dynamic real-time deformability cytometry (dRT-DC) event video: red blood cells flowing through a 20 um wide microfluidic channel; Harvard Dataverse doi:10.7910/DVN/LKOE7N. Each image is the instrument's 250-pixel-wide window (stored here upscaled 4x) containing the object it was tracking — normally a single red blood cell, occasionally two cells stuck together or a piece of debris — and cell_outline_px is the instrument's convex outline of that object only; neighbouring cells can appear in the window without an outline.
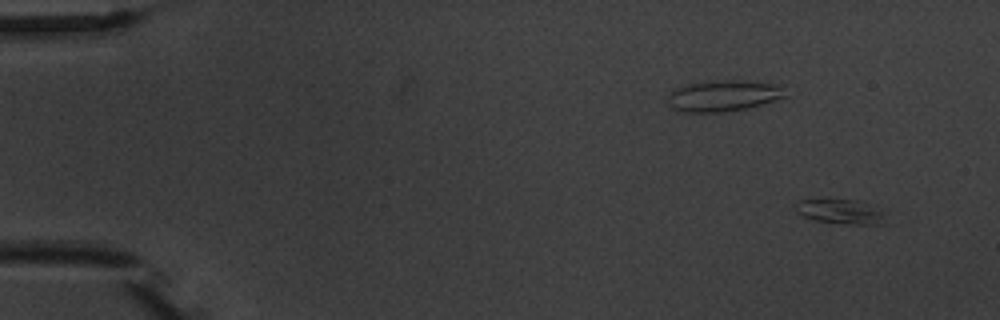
{"species": "common noctule bat (a hibernating species)", "species_latin": "Nyctalus noctula", "temperature_condition": "warm", "stored_images_in_passage": 4, "camera_frame_rate_fps": 3000, "um_per_image_px": 0.085, "animal": {"sex": "male", "body_mass_g": 20.1, "forearm_length_mm": 53.5}, "frame": {"image": 1, "passage_image": 1, "time_ms": 0.0, "image_size_px": [1000, 320], "cell_outline_px": [[892, 224], [840, 224], [816, 220], [800, 216], [796, 212], [792, 204], [800, 200], [860, 200], [876, 204], [892, 216]], "centroid_in_image_um": [71.65, 18.0], "position_along_channel_um": 13.3, "area_um2": 14.05}}